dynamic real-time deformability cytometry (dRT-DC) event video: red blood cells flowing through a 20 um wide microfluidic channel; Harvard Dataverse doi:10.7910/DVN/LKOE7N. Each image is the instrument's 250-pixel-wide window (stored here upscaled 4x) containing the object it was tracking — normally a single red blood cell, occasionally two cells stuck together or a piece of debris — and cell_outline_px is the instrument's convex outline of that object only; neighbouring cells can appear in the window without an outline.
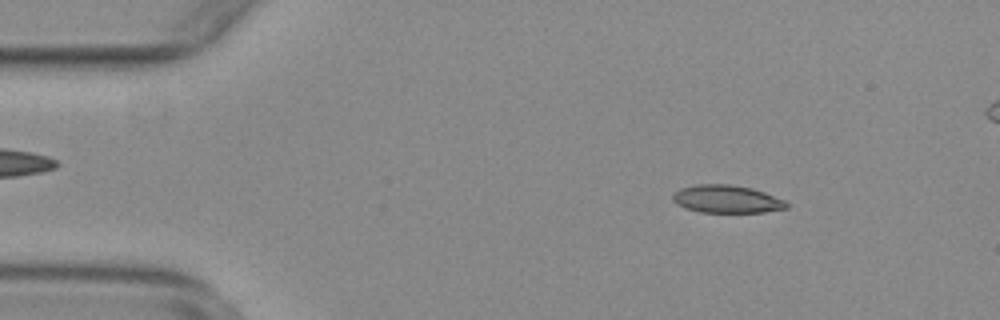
{"species": "common noctule bat (a hibernating species)", "species_latin": "Nyctalus noctula", "temperature_condition": "warm", "stored_images_in_passage": 52, "camera_frame_rate_fps": 3000, "um_per_image_px": 0.085, "animal": {"sex": "female", "body_mass_g": 29.2, "forearm_length_mm": 56.3}, "frame": {"image": 1, "passage_image": 7, "time_ms": 2.0, "image_size_px": [1000, 320], "cell_outline_px": [[788, 208], [764, 212], [700, 212], [684, 208], [676, 204], [672, 200], [672, 196], [680, 188], [696, 184], [732, 184], [752, 188], [764, 192], [784, 200], [788, 204]], "centroid_in_image_um": [61.75, 16.92], "position_along_channel_um": 23.3, "area_um2": 18.5}}
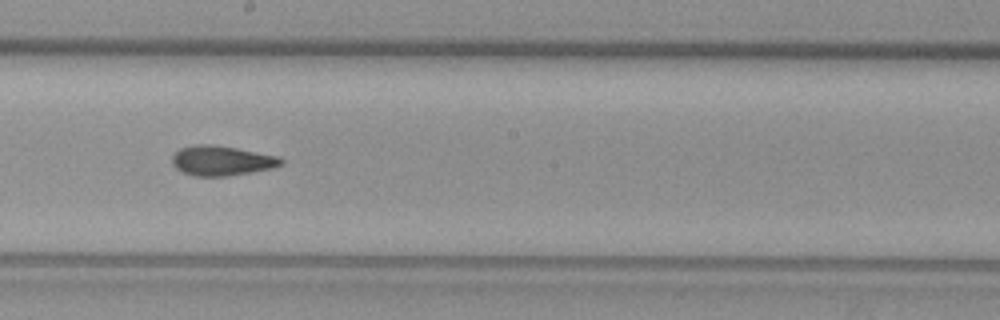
{"frame": {"image": 2, "passage_image": 29, "time_ms": 9.333, "image_size_px": [1000, 320], "cell_outline_px": [[284, 164], [276, 168], [228, 176], [196, 176], [180, 172], [172, 164], [172, 156], [180, 148], [196, 144], [212, 144], [236, 148], [276, 156], [284, 160]], "centroid_in_image_um": [18.84, 13.66], "position_along_channel_um": 229.4, "area_um2": 19.07}}
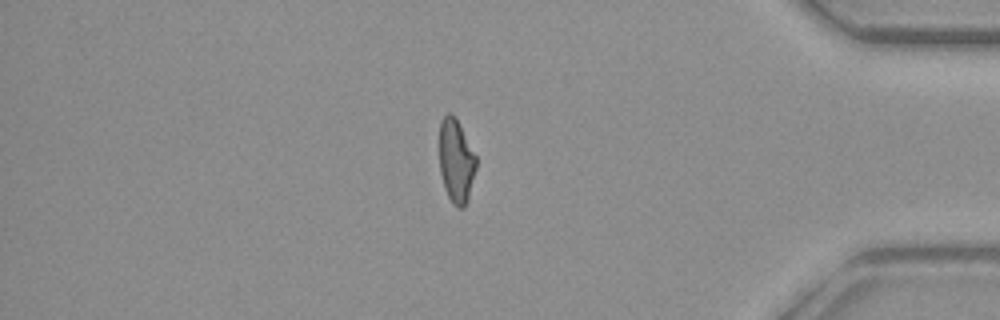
{"frame": {"image": 3, "passage_image": 45, "time_ms": 14.667, "image_size_px": [1000, 320], "cell_outline_px": [[476, 168], [468, 200], [464, 208], [456, 208], [452, 204], [444, 188], [440, 172], [440, 120], [448, 112], [452, 112], [456, 116], [476, 156]], "centroid_in_image_um": [38.77, 13.68], "position_along_channel_um": 396.4, "area_um2": 18.15}}